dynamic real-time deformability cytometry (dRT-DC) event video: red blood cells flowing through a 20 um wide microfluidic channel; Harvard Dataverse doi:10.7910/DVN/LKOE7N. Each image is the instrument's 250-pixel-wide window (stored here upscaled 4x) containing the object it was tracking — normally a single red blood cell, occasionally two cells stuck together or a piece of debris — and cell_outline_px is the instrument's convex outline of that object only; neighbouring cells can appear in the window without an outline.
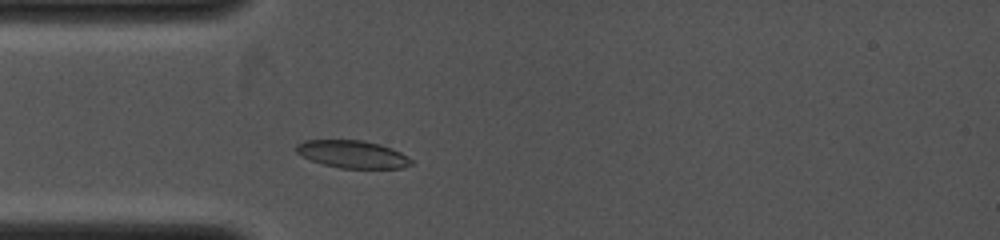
{"species": "common noctule bat (a hibernating species)", "species_latin": "Nyctalus noctula", "temperature_condition": "cold", "stored_images_in_passage": 2, "camera_frame_rate_fps": 4000, "um_per_image_px": 0.085, "animal": {"sex": "female", "body_mass_g": 19.0, "forearm_length_mm": 53.3}, "frame": {"image": 1, "passage_image": 2, "time_ms": 1.0, "image_size_px": [1000, 240], "cell_outline_px": [[416, 164], [404, 168], [340, 168], [324, 164], [312, 160], [296, 152], [296, 144], [304, 140], [364, 140], [380, 144], [392, 148], [400, 152], [412, 160]], "centroid_in_image_um": [30.01, 13.11], "position_along_channel_um": 55.0, "area_um2": 18.5}}